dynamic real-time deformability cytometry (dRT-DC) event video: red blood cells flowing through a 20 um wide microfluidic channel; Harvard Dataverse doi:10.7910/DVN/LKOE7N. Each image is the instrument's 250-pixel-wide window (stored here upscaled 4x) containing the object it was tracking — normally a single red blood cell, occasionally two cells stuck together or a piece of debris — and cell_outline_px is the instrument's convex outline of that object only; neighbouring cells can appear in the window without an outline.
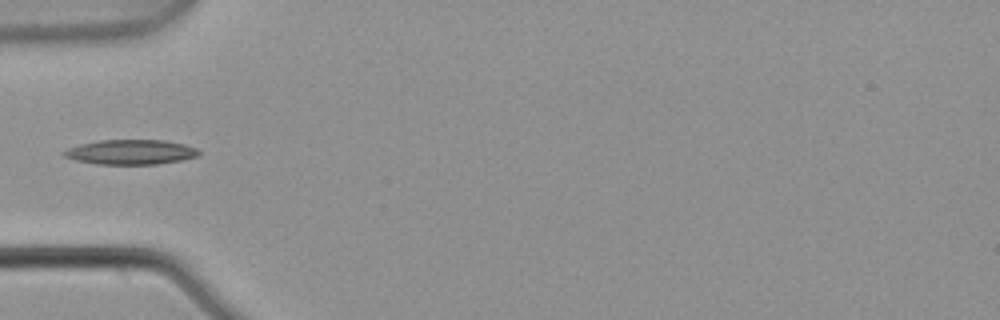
{"species": "common noctule bat (a hibernating species)", "species_latin": "Nyctalus noctula", "temperature_condition": "warm", "stored_images_in_passage": 5, "camera_frame_rate_fps": 3000, "um_per_image_px": 0.085, "animal": {"sex": "male", "body_mass_g": 21.5, "forearm_length_mm": 52.0}, "frame": {"image": 1, "passage_image": 4, "time_ms": 1.0, "image_size_px": [1000, 320], "cell_outline_px": [[200, 152], [196, 156], [180, 160], [156, 164], [96, 164], [76, 160], [64, 156], [64, 152], [68, 148], [80, 144], [100, 140], [164, 140], [184, 144], [196, 148]], "centroid_in_image_um": [11.11, 12.92], "position_along_channel_um": 73.9, "area_um2": 19.25}}
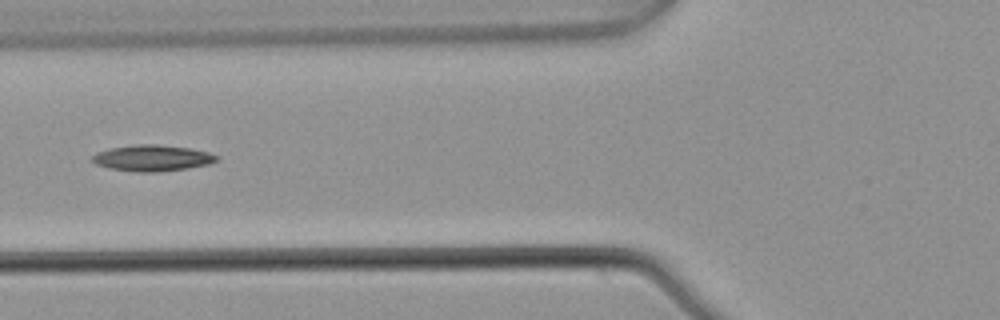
{"frame": {"image": 2, "passage_image": 5, "time_ms": 1.333, "image_size_px": [1000, 320], "cell_outline_px": [[216, 160], [208, 164], [188, 168], [156, 172], [140, 172], [108, 168], [96, 164], [88, 160], [96, 152], [108, 148], [140, 144], [160, 144], [188, 148], [208, 152], [216, 156]], "centroid_in_image_um": [12.86, 13.43], "position_along_channel_um": 112.9, "area_um2": 18.9}}